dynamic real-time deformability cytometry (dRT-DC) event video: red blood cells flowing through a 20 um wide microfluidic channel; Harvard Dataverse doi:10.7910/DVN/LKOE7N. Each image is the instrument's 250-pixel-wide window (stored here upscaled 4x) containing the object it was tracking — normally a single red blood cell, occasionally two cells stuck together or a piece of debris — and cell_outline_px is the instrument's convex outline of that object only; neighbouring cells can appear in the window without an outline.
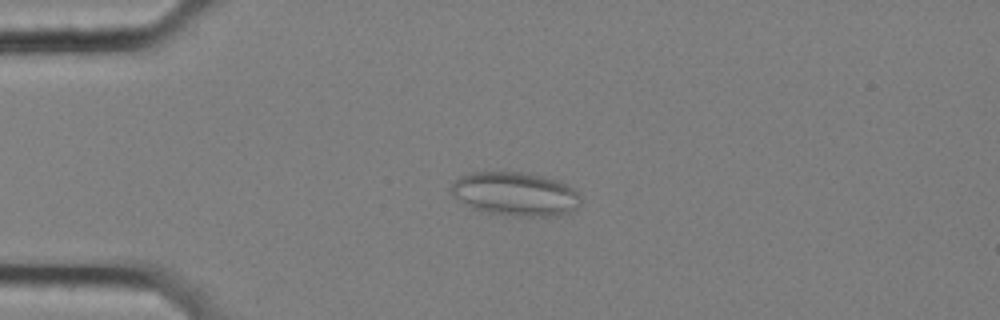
{"species": "common noctule bat (a hibernating species)", "species_latin": "Nyctalus noctula", "temperature_condition": "cold", "stored_images_in_passage": 48, "camera_frame_rate_fps": 3000, "um_per_image_px": 0.085, "animal": {"sex": "female", "body_mass_g": 25.1}, "frame": {"image": 1, "passage_image": 4, "time_ms": 1.0, "image_size_px": [1000, 320], "cell_outline_px": [[584, 200], [572, 212], [556, 216], [520, 216], [488, 212], [472, 208], [452, 196], [448, 188], [460, 176], [468, 172], [520, 172], [560, 180], [572, 188]], "centroid_in_image_um": [43.81, 16.48], "position_along_channel_um": 41.2, "area_um2": 33.18}}
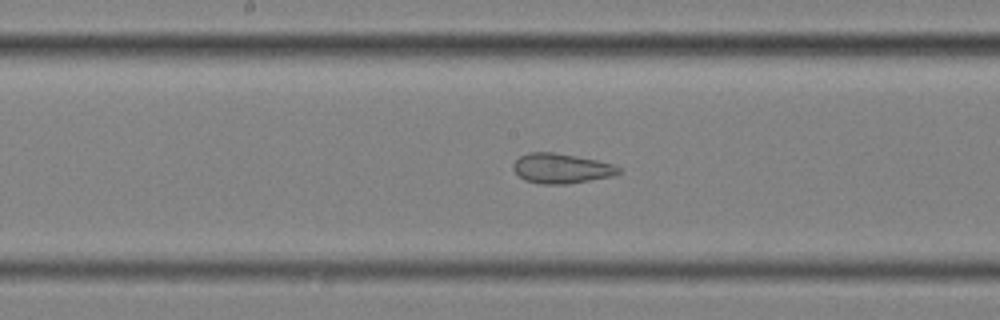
{"frame": {"image": 2, "passage_image": 20, "time_ms": 6.333, "image_size_px": [1000, 320], "cell_outline_px": [[624, 172], [612, 176], [568, 184], [540, 184], [524, 180], [512, 168], [512, 164], [520, 156], [528, 152], [552, 152], [576, 156], [596, 160], [612, 164], [620, 168]], "centroid_in_image_um": [47.71, 14.32], "position_along_channel_um": 200.5, "area_um2": 18.38}}
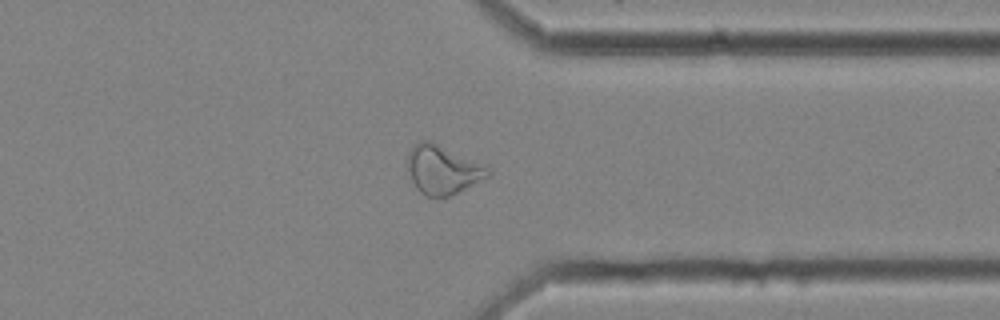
{"frame": {"image": 3, "passage_image": 35, "time_ms": 11.333, "image_size_px": [1000, 320], "cell_outline_px": [[492, 172], [488, 176], [448, 196], [424, 196], [416, 188], [412, 180], [408, 168], [408, 152], [420, 140], [428, 140], [488, 168]], "centroid_in_image_um": [37.57, 14.44], "position_along_channel_um": 373.8, "area_um2": 21.79}, "authors_computed_cell_mechanics": {"area_um2": 22.5709, "velocity_mm_per_s": 3.4921, "shape_relaxation_time_tau1_ms": null, "shape_relaxation_time_tau2_ms": 2.1659, "deformation_change_tau1": null, "deformation_change_tau2": 0.106}}